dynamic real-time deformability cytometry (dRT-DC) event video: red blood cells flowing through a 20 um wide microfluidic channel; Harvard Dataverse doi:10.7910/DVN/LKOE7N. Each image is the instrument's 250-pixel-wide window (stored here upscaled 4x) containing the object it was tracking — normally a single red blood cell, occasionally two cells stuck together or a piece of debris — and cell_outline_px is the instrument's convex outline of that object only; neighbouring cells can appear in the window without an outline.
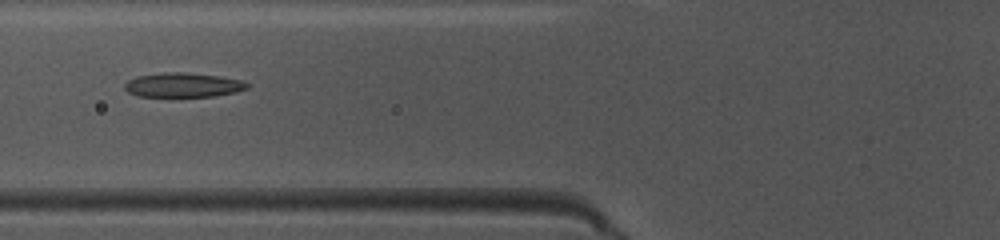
{"species": "common noctule bat (a hibernating species)", "species_latin": "Nyctalus noctula", "temperature_condition": "warm", "stored_images_in_passage": 35, "camera_frame_rate_fps": 3000, "um_per_image_px": 0.085, "animal": {"sex": "female", "body_mass_g": 10.0, "forearm_length_mm": 53.1}, "frame": {"image": 1, "passage_image": 5, "time_ms": 1.333, "image_size_px": [1000, 240], "cell_outline_px": [[248, 88], [236, 92], [216, 96], [136, 96], [128, 92], [124, 88], [124, 84], [128, 80], [136, 76], [168, 72], [184, 72], [220, 76], [240, 80], [248, 84]], "centroid_in_image_um": [15.54, 7.22], "position_along_channel_um": 110.3, "area_um2": 17.34}}
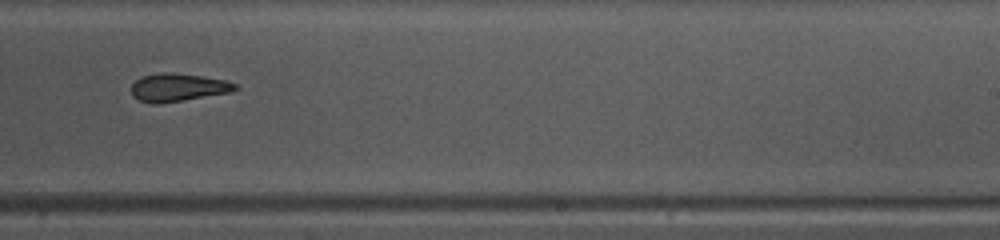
{"frame": {"image": 2, "passage_image": 17, "time_ms": 5.333, "image_size_px": [1000, 240], "cell_outline_px": [[236, 88], [228, 92], [184, 100], [160, 104], [152, 104], [140, 100], [132, 96], [132, 84], [140, 76], [164, 72], [172, 72], [200, 76], [224, 80], [236, 84]], "centroid_in_image_um": [15.05, 7.43], "position_along_channel_um": 274.0, "area_um2": 16.7}}
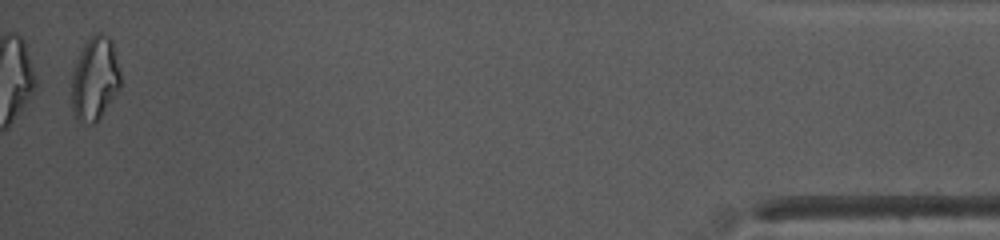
{"frame": {"image": 3, "passage_image": 34, "time_ms": 11.0, "image_size_px": [1000, 240], "cell_outline_px": [[120, 88], [100, 116], [92, 124], [88, 124], [76, 120], [72, 112], [72, 72], [76, 60], [84, 44], [96, 32], [100, 32], [108, 36], [112, 40], [120, 72]], "centroid_in_image_um": [8.05, 6.68], "position_along_channel_um": 427.2, "area_um2": 23.76}, "authors_computed_cell_mechanics": {"area_um2": 17.7446, "velocity_mm_per_s": 4.0853, "shape_relaxation_time_tau1_ms": 7.0321, "shape_relaxation_time_tau2_ms": 4.8615, "deformation_change_tau1": 0.1933, "deformation_change_tau2": 0.1483}}